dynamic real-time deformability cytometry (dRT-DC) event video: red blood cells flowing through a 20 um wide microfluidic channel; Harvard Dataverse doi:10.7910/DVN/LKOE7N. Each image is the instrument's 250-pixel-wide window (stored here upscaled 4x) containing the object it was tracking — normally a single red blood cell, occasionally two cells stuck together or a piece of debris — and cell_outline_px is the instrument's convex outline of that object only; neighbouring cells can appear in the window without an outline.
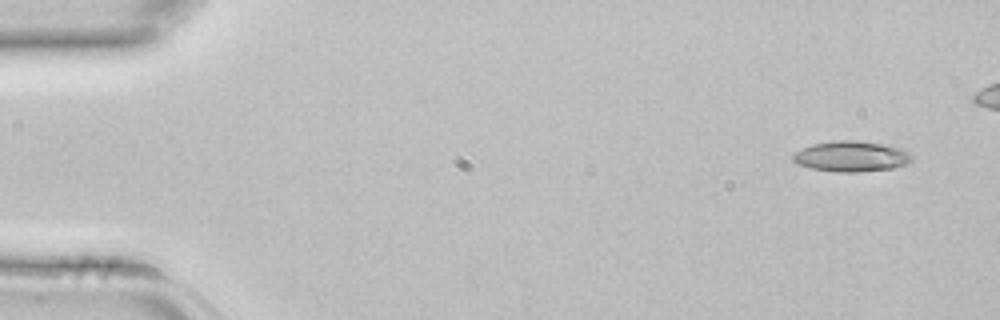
{"species": "common noctule bat (a hibernating species)", "species_latin": "Nyctalus noctula", "temperature_condition": "room temperature", "stored_images_in_passage": 5, "camera_frame_rate_fps": 3000, "um_per_image_px": 0.085, "animal": {"sex": "female", "body_mass_g": 22.7, "forearm_length_mm": 54.2}, "frame": {"image": 1, "passage_image": 1, "time_ms": 0.0, "image_size_px": [1000, 320], "cell_outline_px": [[912, 160], [904, 164], [892, 168], [860, 172], [836, 172], [812, 168], [796, 164], [792, 160], [792, 156], [796, 152], [812, 144], [832, 140], [856, 140], [884, 144], [904, 148], [912, 152]], "centroid_in_image_um": [72.38, 13.28], "position_along_channel_um": 12.6, "area_um2": 21.39}}